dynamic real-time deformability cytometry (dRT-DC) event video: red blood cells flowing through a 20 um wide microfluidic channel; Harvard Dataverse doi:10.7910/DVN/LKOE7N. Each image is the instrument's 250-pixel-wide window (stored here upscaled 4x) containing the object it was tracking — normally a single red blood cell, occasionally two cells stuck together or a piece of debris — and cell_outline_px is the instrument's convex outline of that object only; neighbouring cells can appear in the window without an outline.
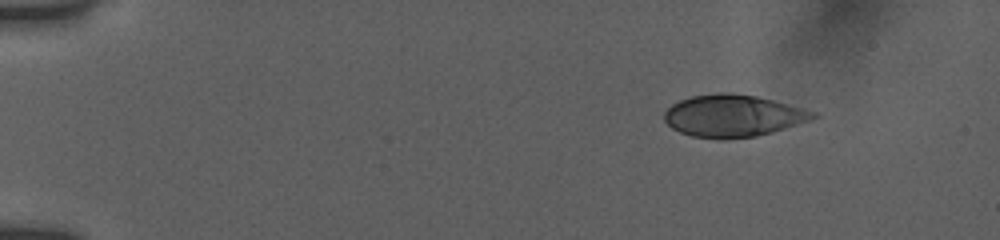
{"species": "human", "species_latin": "Homo sapiens", "temperature_condition": "room temperature", "stored_images_in_passage": 7, "camera_frame_rate_fps": 3000, "um_per_image_px": 0.085, "donor": {"sex": "female"}, "frame": {"image": 1, "passage_image": 1, "time_ms": 0.0, "image_size_px": [1000, 240], "cell_outline_px": [[820, 116], [812, 120], [772, 132], [756, 136], [724, 140], [692, 136], [680, 132], [672, 128], [664, 120], [664, 112], [672, 104], [680, 100], [692, 96], [716, 92], [732, 92], [756, 96], [772, 100], [816, 112]], "centroid_in_image_um": [62.3, 9.84], "position_along_channel_um": 22.7, "area_um2": 36.65}}
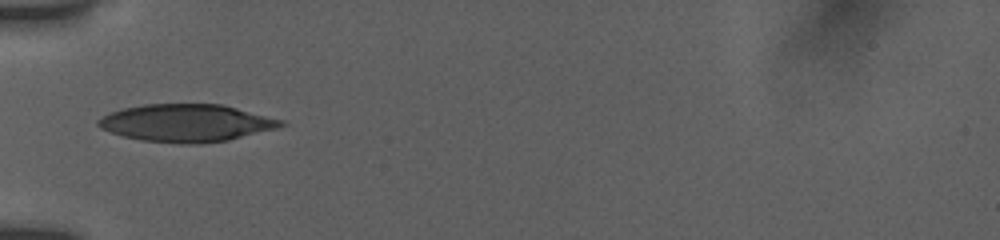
{"frame": {"image": 2, "passage_image": 5, "time_ms": 4.0, "image_size_px": [1000, 240], "cell_outline_px": [[288, 124], [276, 128], [228, 140], [196, 144], [180, 144], [144, 140], [124, 136], [100, 128], [96, 124], [96, 120], [100, 116], [108, 112], [124, 108], [144, 104], [224, 104], [284, 120]], "centroid_in_image_um": [15.84, 10.44], "position_along_channel_um": 69.2, "area_um2": 40.06}}